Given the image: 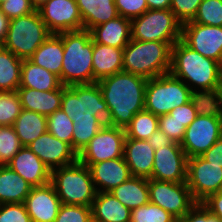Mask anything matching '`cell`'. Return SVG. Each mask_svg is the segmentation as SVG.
Returning a JSON list of instances; mask_svg holds the SVG:
<instances>
[{
	"label": "cell",
	"mask_w": 222,
	"mask_h": 222,
	"mask_svg": "<svg viewBox=\"0 0 222 222\" xmlns=\"http://www.w3.org/2000/svg\"><path fill=\"white\" fill-rule=\"evenodd\" d=\"M73 126L72 119L62 109L47 116V131L71 147Z\"/></svg>",
	"instance_id": "obj_36"
},
{
	"label": "cell",
	"mask_w": 222,
	"mask_h": 222,
	"mask_svg": "<svg viewBox=\"0 0 222 222\" xmlns=\"http://www.w3.org/2000/svg\"><path fill=\"white\" fill-rule=\"evenodd\" d=\"M6 0H0V5L3 4Z\"/></svg>",
	"instance_id": "obj_56"
},
{
	"label": "cell",
	"mask_w": 222,
	"mask_h": 222,
	"mask_svg": "<svg viewBox=\"0 0 222 222\" xmlns=\"http://www.w3.org/2000/svg\"><path fill=\"white\" fill-rule=\"evenodd\" d=\"M192 86L173 76L170 72L148 79L145 89V110L154 115L169 114L177 106L190 101Z\"/></svg>",
	"instance_id": "obj_7"
},
{
	"label": "cell",
	"mask_w": 222,
	"mask_h": 222,
	"mask_svg": "<svg viewBox=\"0 0 222 222\" xmlns=\"http://www.w3.org/2000/svg\"><path fill=\"white\" fill-rule=\"evenodd\" d=\"M190 101L197 115L222 118V91L219 88L202 92L191 90Z\"/></svg>",
	"instance_id": "obj_33"
},
{
	"label": "cell",
	"mask_w": 222,
	"mask_h": 222,
	"mask_svg": "<svg viewBox=\"0 0 222 222\" xmlns=\"http://www.w3.org/2000/svg\"><path fill=\"white\" fill-rule=\"evenodd\" d=\"M181 40L206 58L222 59V26L186 22L182 24Z\"/></svg>",
	"instance_id": "obj_15"
},
{
	"label": "cell",
	"mask_w": 222,
	"mask_h": 222,
	"mask_svg": "<svg viewBox=\"0 0 222 222\" xmlns=\"http://www.w3.org/2000/svg\"><path fill=\"white\" fill-rule=\"evenodd\" d=\"M54 222H92L90 206L61 204Z\"/></svg>",
	"instance_id": "obj_41"
},
{
	"label": "cell",
	"mask_w": 222,
	"mask_h": 222,
	"mask_svg": "<svg viewBox=\"0 0 222 222\" xmlns=\"http://www.w3.org/2000/svg\"><path fill=\"white\" fill-rule=\"evenodd\" d=\"M49 0H31L33 6L38 9L40 6H42L45 2Z\"/></svg>",
	"instance_id": "obj_55"
},
{
	"label": "cell",
	"mask_w": 222,
	"mask_h": 222,
	"mask_svg": "<svg viewBox=\"0 0 222 222\" xmlns=\"http://www.w3.org/2000/svg\"><path fill=\"white\" fill-rule=\"evenodd\" d=\"M90 32L95 43L124 49L131 40V20L119 15Z\"/></svg>",
	"instance_id": "obj_23"
},
{
	"label": "cell",
	"mask_w": 222,
	"mask_h": 222,
	"mask_svg": "<svg viewBox=\"0 0 222 222\" xmlns=\"http://www.w3.org/2000/svg\"><path fill=\"white\" fill-rule=\"evenodd\" d=\"M147 82L146 78L124 71L97 82L109 109L107 124L125 129L134 115L145 109Z\"/></svg>",
	"instance_id": "obj_1"
},
{
	"label": "cell",
	"mask_w": 222,
	"mask_h": 222,
	"mask_svg": "<svg viewBox=\"0 0 222 222\" xmlns=\"http://www.w3.org/2000/svg\"><path fill=\"white\" fill-rule=\"evenodd\" d=\"M37 10L52 34L83 30L76 0H49Z\"/></svg>",
	"instance_id": "obj_14"
},
{
	"label": "cell",
	"mask_w": 222,
	"mask_h": 222,
	"mask_svg": "<svg viewBox=\"0 0 222 222\" xmlns=\"http://www.w3.org/2000/svg\"><path fill=\"white\" fill-rule=\"evenodd\" d=\"M110 193L130 210L150 202L148 179L143 177L131 176Z\"/></svg>",
	"instance_id": "obj_30"
},
{
	"label": "cell",
	"mask_w": 222,
	"mask_h": 222,
	"mask_svg": "<svg viewBox=\"0 0 222 222\" xmlns=\"http://www.w3.org/2000/svg\"><path fill=\"white\" fill-rule=\"evenodd\" d=\"M10 19L0 10V41L3 43L7 36Z\"/></svg>",
	"instance_id": "obj_53"
},
{
	"label": "cell",
	"mask_w": 222,
	"mask_h": 222,
	"mask_svg": "<svg viewBox=\"0 0 222 222\" xmlns=\"http://www.w3.org/2000/svg\"><path fill=\"white\" fill-rule=\"evenodd\" d=\"M186 184L196 202L221 191L222 167L211 164L202 156L188 158Z\"/></svg>",
	"instance_id": "obj_12"
},
{
	"label": "cell",
	"mask_w": 222,
	"mask_h": 222,
	"mask_svg": "<svg viewBox=\"0 0 222 222\" xmlns=\"http://www.w3.org/2000/svg\"><path fill=\"white\" fill-rule=\"evenodd\" d=\"M219 62L192 50L182 40L171 47L170 73L198 85L202 90L218 88Z\"/></svg>",
	"instance_id": "obj_4"
},
{
	"label": "cell",
	"mask_w": 222,
	"mask_h": 222,
	"mask_svg": "<svg viewBox=\"0 0 222 222\" xmlns=\"http://www.w3.org/2000/svg\"><path fill=\"white\" fill-rule=\"evenodd\" d=\"M201 156L211 164L222 167V136Z\"/></svg>",
	"instance_id": "obj_49"
},
{
	"label": "cell",
	"mask_w": 222,
	"mask_h": 222,
	"mask_svg": "<svg viewBox=\"0 0 222 222\" xmlns=\"http://www.w3.org/2000/svg\"><path fill=\"white\" fill-rule=\"evenodd\" d=\"M65 205L92 206L97 189L88 166L78 160L51 171L50 182Z\"/></svg>",
	"instance_id": "obj_5"
},
{
	"label": "cell",
	"mask_w": 222,
	"mask_h": 222,
	"mask_svg": "<svg viewBox=\"0 0 222 222\" xmlns=\"http://www.w3.org/2000/svg\"><path fill=\"white\" fill-rule=\"evenodd\" d=\"M222 136V118L198 115L186 128L180 146L188 158L201 156Z\"/></svg>",
	"instance_id": "obj_13"
},
{
	"label": "cell",
	"mask_w": 222,
	"mask_h": 222,
	"mask_svg": "<svg viewBox=\"0 0 222 222\" xmlns=\"http://www.w3.org/2000/svg\"><path fill=\"white\" fill-rule=\"evenodd\" d=\"M91 178L95 185H101L102 190L97 192H110L115 187L119 186L132 175L124 157L105 160L89 167Z\"/></svg>",
	"instance_id": "obj_21"
},
{
	"label": "cell",
	"mask_w": 222,
	"mask_h": 222,
	"mask_svg": "<svg viewBox=\"0 0 222 222\" xmlns=\"http://www.w3.org/2000/svg\"><path fill=\"white\" fill-rule=\"evenodd\" d=\"M150 146L154 149H160L161 146L172 145L174 142L159 128L148 139Z\"/></svg>",
	"instance_id": "obj_51"
},
{
	"label": "cell",
	"mask_w": 222,
	"mask_h": 222,
	"mask_svg": "<svg viewBox=\"0 0 222 222\" xmlns=\"http://www.w3.org/2000/svg\"><path fill=\"white\" fill-rule=\"evenodd\" d=\"M22 147L13 126H0V165H7Z\"/></svg>",
	"instance_id": "obj_38"
},
{
	"label": "cell",
	"mask_w": 222,
	"mask_h": 222,
	"mask_svg": "<svg viewBox=\"0 0 222 222\" xmlns=\"http://www.w3.org/2000/svg\"><path fill=\"white\" fill-rule=\"evenodd\" d=\"M13 127L22 146H28L47 132V116L23 109Z\"/></svg>",
	"instance_id": "obj_31"
},
{
	"label": "cell",
	"mask_w": 222,
	"mask_h": 222,
	"mask_svg": "<svg viewBox=\"0 0 222 222\" xmlns=\"http://www.w3.org/2000/svg\"><path fill=\"white\" fill-rule=\"evenodd\" d=\"M209 26H222V0H202L192 21Z\"/></svg>",
	"instance_id": "obj_40"
},
{
	"label": "cell",
	"mask_w": 222,
	"mask_h": 222,
	"mask_svg": "<svg viewBox=\"0 0 222 222\" xmlns=\"http://www.w3.org/2000/svg\"><path fill=\"white\" fill-rule=\"evenodd\" d=\"M158 128L163 131L173 142L181 143L186 127L177 120L173 119L170 114L159 116Z\"/></svg>",
	"instance_id": "obj_44"
},
{
	"label": "cell",
	"mask_w": 222,
	"mask_h": 222,
	"mask_svg": "<svg viewBox=\"0 0 222 222\" xmlns=\"http://www.w3.org/2000/svg\"><path fill=\"white\" fill-rule=\"evenodd\" d=\"M72 149L79 154L105 123L97 116L73 120Z\"/></svg>",
	"instance_id": "obj_34"
},
{
	"label": "cell",
	"mask_w": 222,
	"mask_h": 222,
	"mask_svg": "<svg viewBox=\"0 0 222 222\" xmlns=\"http://www.w3.org/2000/svg\"><path fill=\"white\" fill-rule=\"evenodd\" d=\"M93 83L123 71V49L95 43L93 40Z\"/></svg>",
	"instance_id": "obj_24"
},
{
	"label": "cell",
	"mask_w": 222,
	"mask_h": 222,
	"mask_svg": "<svg viewBox=\"0 0 222 222\" xmlns=\"http://www.w3.org/2000/svg\"><path fill=\"white\" fill-rule=\"evenodd\" d=\"M118 14L132 20L148 10L146 0H114Z\"/></svg>",
	"instance_id": "obj_45"
},
{
	"label": "cell",
	"mask_w": 222,
	"mask_h": 222,
	"mask_svg": "<svg viewBox=\"0 0 222 222\" xmlns=\"http://www.w3.org/2000/svg\"><path fill=\"white\" fill-rule=\"evenodd\" d=\"M24 205L32 222H54L61 201L54 186L49 183L40 187H32L25 198Z\"/></svg>",
	"instance_id": "obj_18"
},
{
	"label": "cell",
	"mask_w": 222,
	"mask_h": 222,
	"mask_svg": "<svg viewBox=\"0 0 222 222\" xmlns=\"http://www.w3.org/2000/svg\"><path fill=\"white\" fill-rule=\"evenodd\" d=\"M28 148L50 171L73 164L78 160V154L68 143L61 141L48 131L30 143Z\"/></svg>",
	"instance_id": "obj_17"
},
{
	"label": "cell",
	"mask_w": 222,
	"mask_h": 222,
	"mask_svg": "<svg viewBox=\"0 0 222 222\" xmlns=\"http://www.w3.org/2000/svg\"><path fill=\"white\" fill-rule=\"evenodd\" d=\"M61 109L72 119L99 117L105 124L109 109L97 82L63 86Z\"/></svg>",
	"instance_id": "obj_9"
},
{
	"label": "cell",
	"mask_w": 222,
	"mask_h": 222,
	"mask_svg": "<svg viewBox=\"0 0 222 222\" xmlns=\"http://www.w3.org/2000/svg\"><path fill=\"white\" fill-rule=\"evenodd\" d=\"M63 61L61 83L63 86L93 83V39L88 30L61 32Z\"/></svg>",
	"instance_id": "obj_2"
},
{
	"label": "cell",
	"mask_w": 222,
	"mask_h": 222,
	"mask_svg": "<svg viewBox=\"0 0 222 222\" xmlns=\"http://www.w3.org/2000/svg\"><path fill=\"white\" fill-rule=\"evenodd\" d=\"M16 91L19 95L22 108L25 110L48 116L61 109L63 86L51 91H39L26 87H18Z\"/></svg>",
	"instance_id": "obj_22"
},
{
	"label": "cell",
	"mask_w": 222,
	"mask_h": 222,
	"mask_svg": "<svg viewBox=\"0 0 222 222\" xmlns=\"http://www.w3.org/2000/svg\"><path fill=\"white\" fill-rule=\"evenodd\" d=\"M0 222H32L24 203L0 205Z\"/></svg>",
	"instance_id": "obj_43"
},
{
	"label": "cell",
	"mask_w": 222,
	"mask_h": 222,
	"mask_svg": "<svg viewBox=\"0 0 222 222\" xmlns=\"http://www.w3.org/2000/svg\"><path fill=\"white\" fill-rule=\"evenodd\" d=\"M39 11L11 19L3 47L21 59H29L51 35Z\"/></svg>",
	"instance_id": "obj_6"
},
{
	"label": "cell",
	"mask_w": 222,
	"mask_h": 222,
	"mask_svg": "<svg viewBox=\"0 0 222 222\" xmlns=\"http://www.w3.org/2000/svg\"><path fill=\"white\" fill-rule=\"evenodd\" d=\"M173 119L177 120L187 128L198 116L191 101L184 105L177 106L169 112Z\"/></svg>",
	"instance_id": "obj_48"
},
{
	"label": "cell",
	"mask_w": 222,
	"mask_h": 222,
	"mask_svg": "<svg viewBox=\"0 0 222 222\" xmlns=\"http://www.w3.org/2000/svg\"><path fill=\"white\" fill-rule=\"evenodd\" d=\"M182 37V23L170 9L147 10L131 20V39L167 42L171 47Z\"/></svg>",
	"instance_id": "obj_8"
},
{
	"label": "cell",
	"mask_w": 222,
	"mask_h": 222,
	"mask_svg": "<svg viewBox=\"0 0 222 222\" xmlns=\"http://www.w3.org/2000/svg\"><path fill=\"white\" fill-rule=\"evenodd\" d=\"M130 222H177L169 212L151 202L131 210Z\"/></svg>",
	"instance_id": "obj_39"
},
{
	"label": "cell",
	"mask_w": 222,
	"mask_h": 222,
	"mask_svg": "<svg viewBox=\"0 0 222 222\" xmlns=\"http://www.w3.org/2000/svg\"><path fill=\"white\" fill-rule=\"evenodd\" d=\"M83 22V29L94 27L119 16L114 0H76Z\"/></svg>",
	"instance_id": "obj_26"
},
{
	"label": "cell",
	"mask_w": 222,
	"mask_h": 222,
	"mask_svg": "<svg viewBox=\"0 0 222 222\" xmlns=\"http://www.w3.org/2000/svg\"><path fill=\"white\" fill-rule=\"evenodd\" d=\"M218 88L222 91V59L219 61Z\"/></svg>",
	"instance_id": "obj_54"
},
{
	"label": "cell",
	"mask_w": 222,
	"mask_h": 222,
	"mask_svg": "<svg viewBox=\"0 0 222 222\" xmlns=\"http://www.w3.org/2000/svg\"><path fill=\"white\" fill-rule=\"evenodd\" d=\"M202 0H171L170 10L182 23L192 21Z\"/></svg>",
	"instance_id": "obj_42"
},
{
	"label": "cell",
	"mask_w": 222,
	"mask_h": 222,
	"mask_svg": "<svg viewBox=\"0 0 222 222\" xmlns=\"http://www.w3.org/2000/svg\"><path fill=\"white\" fill-rule=\"evenodd\" d=\"M91 209L92 222H130L131 210L110 192H97Z\"/></svg>",
	"instance_id": "obj_25"
},
{
	"label": "cell",
	"mask_w": 222,
	"mask_h": 222,
	"mask_svg": "<svg viewBox=\"0 0 222 222\" xmlns=\"http://www.w3.org/2000/svg\"><path fill=\"white\" fill-rule=\"evenodd\" d=\"M63 55V39L58 34H51L29 60L56 74L61 81Z\"/></svg>",
	"instance_id": "obj_27"
},
{
	"label": "cell",
	"mask_w": 222,
	"mask_h": 222,
	"mask_svg": "<svg viewBox=\"0 0 222 222\" xmlns=\"http://www.w3.org/2000/svg\"><path fill=\"white\" fill-rule=\"evenodd\" d=\"M23 59L18 58L11 51L0 48V91H16L21 81V64Z\"/></svg>",
	"instance_id": "obj_32"
},
{
	"label": "cell",
	"mask_w": 222,
	"mask_h": 222,
	"mask_svg": "<svg viewBox=\"0 0 222 222\" xmlns=\"http://www.w3.org/2000/svg\"><path fill=\"white\" fill-rule=\"evenodd\" d=\"M60 78L43 67L35 65L29 59H23L21 64V81L19 87L51 91L61 88Z\"/></svg>",
	"instance_id": "obj_29"
},
{
	"label": "cell",
	"mask_w": 222,
	"mask_h": 222,
	"mask_svg": "<svg viewBox=\"0 0 222 222\" xmlns=\"http://www.w3.org/2000/svg\"><path fill=\"white\" fill-rule=\"evenodd\" d=\"M171 46L167 42L131 39L123 49V71L151 79L169 73Z\"/></svg>",
	"instance_id": "obj_3"
},
{
	"label": "cell",
	"mask_w": 222,
	"mask_h": 222,
	"mask_svg": "<svg viewBox=\"0 0 222 222\" xmlns=\"http://www.w3.org/2000/svg\"><path fill=\"white\" fill-rule=\"evenodd\" d=\"M32 186L7 165H0V205L24 203Z\"/></svg>",
	"instance_id": "obj_28"
},
{
	"label": "cell",
	"mask_w": 222,
	"mask_h": 222,
	"mask_svg": "<svg viewBox=\"0 0 222 222\" xmlns=\"http://www.w3.org/2000/svg\"><path fill=\"white\" fill-rule=\"evenodd\" d=\"M150 202L160 206L177 220L197 203L186 182H166L148 179Z\"/></svg>",
	"instance_id": "obj_10"
},
{
	"label": "cell",
	"mask_w": 222,
	"mask_h": 222,
	"mask_svg": "<svg viewBox=\"0 0 222 222\" xmlns=\"http://www.w3.org/2000/svg\"><path fill=\"white\" fill-rule=\"evenodd\" d=\"M125 130L105 124L78 154V161L90 166L105 160L123 157Z\"/></svg>",
	"instance_id": "obj_11"
},
{
	"label": "cell",
	"mask_w": 222,
	"mask_h": 222,
	"mask_svg": "<svg viewBox=\"0 0 222 222\" xmlns=\"http://www.w3.org/2000/svg\"><path fill=\"white\" fill-rule=\"evenodd\" d=\"M203 205L222 220V192L209 195L202 201Z\"/></svg>",
	"instance_id": "obj_50"
},
{
	"label": "cell",
	"mask_w": 222,
	"mask_h": 222,
	"mask_svg": "<svg viewBox=\"0 0 222 222\" xmlns=\"http://www.w3.org/2000/svg\"><path fill=\"white\" fill-rule=\"evenodd\" d=\"M22 110L17 91H0V126H13Z\"/></svg>",
	"instance_id": "obj_37"
},
{
	"label": "cell",
	"mask_w": 222,
	"mask_h": 222,
	"mask_svg": "<svg viewBox=\"0 0 222 222\" xmlns=\"http://www.w3.org/2000/svg\"><path fill=\"white\" fill-rule=\"evenodd\" d=\"M154 152L148 140L125 137L123 157L132 176L151 178Z\"/></svg>",
	"instance_id": "obj_20"
},
{
	"label": "cell",
	"mask_w": 222,
	"mask_h": 222,
	"mask_svg": "<svg viewBox=\"0 0 222 222\" xmlns=\"http://www.w3.org/2000/svg\"><path fill=\"white\" fill-rule=\"evenodd\" d=\"M7 166L22 176L32 187L44 186L51 182L50 169L28 146H23Z\"/></svg>",
	"instance_id": "obj_19"
},
{
	"label": "cell",
	"mask_w": 222,
	"mask_h": 222,
	"mask_svg": "<svg viewBox=\"0 0 222 222\" xmlns=\"http://www.w3.org/2000/svg\"><path fill=\"white\" fill-rule=\"evenodd\" d=\"M177 222H222V220L208 208H206L202 202H197L190 211Z\"/></svg>",
	"instance_id": "obj_47"
},
{
	"label": "cell",
	"mask_w": 222,
	"mask_h": 222,
	"mask_svg": "<svg viewBox=\"0 0 222 222\" xmlns=\"http://www.w3.org/2000/svg\"><path fill=\"white\" fill-rule=\"evenodd\" d=\"M0 10L11 20L30 14L36 10L31 0H6Z\"/></svg>",
	"instance_id": "obj_46"
},
{
	"label": "cell",
	"mask_w": 222,
	"mask_h": 222,
	"mask_svg": "<svg viewBox=\"0 0 222 222\" xmlns=\"http://www.w3.org/2000/svg\"><path fill=\"white\" fill-rule=\"evenodd\" d=\"M158 123L159 116L144 109L136 113L125 127V135L137 140H148L158 130Z\"/></svg>",
	"instance_id": "obj_35"
},
{
	"label": "cell",
	"mask_w": 222,
	"mask_h": 222,
	"mask_svg": "<svg viewBox=\"0 0 222 222\" xmlns=\"http://www.w3.org/2000/svg\"><path fill=\"white\" fill-rule=\"evenodd\" d=\"M188 157L179 143L161 146L154 152L150 179L166 182H186Z\"/></svg>",
	"instance_id": "obj_16"
},
{
	"label": "cell",
	"mask_w": 222,
	"mask_h": 222,
	"mask_svg": "<svg viewBox=\"0 0 222 222\" xmlns=\"http://www.w3.org/2000/svg\"><path fill=\"white\" fill-rule=\"evenodd\" d=\"M149 10H166L170 9L171 0H146Z\"/></svg>",
	"instance_id": "obj_52"
}]
</instances>
